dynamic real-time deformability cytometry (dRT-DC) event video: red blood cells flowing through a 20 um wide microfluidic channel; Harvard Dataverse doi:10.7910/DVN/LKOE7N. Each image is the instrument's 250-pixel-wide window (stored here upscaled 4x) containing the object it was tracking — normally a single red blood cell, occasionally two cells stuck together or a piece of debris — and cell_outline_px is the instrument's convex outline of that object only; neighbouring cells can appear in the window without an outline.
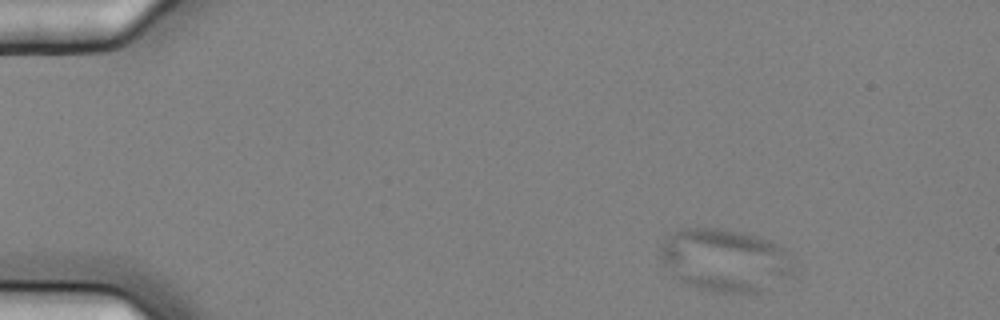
{"species": "common noctule bat (a hibernating species)", "species_latin": "Nyctalus noctula", "temperature_condition": "cold", "stored_images_in_passage": 3, "camera_frame_rate_fps": 3000, "um_per_image_px": 0.085, "animal": {"sex": "female", "body_mass_g": 25.1}, "frame": {"image": 1, "passage_image": 1, "time_ms": 0.0, "image_size_px": [1000, 320], "cell_outline_px": [[792, 272], [788, 276], [760, 292], [716, 292], [696, 288], [680, 280], [664, 264], [660, 256], [660, 244], [668, 236], [680, 228], [724, 228], [760, 236], [784, 248], [792, 256]], "centroid_in_image_um": [61.62, 22.09], "position_along_channel_um": 23.4, "area_um2": 48.55}}